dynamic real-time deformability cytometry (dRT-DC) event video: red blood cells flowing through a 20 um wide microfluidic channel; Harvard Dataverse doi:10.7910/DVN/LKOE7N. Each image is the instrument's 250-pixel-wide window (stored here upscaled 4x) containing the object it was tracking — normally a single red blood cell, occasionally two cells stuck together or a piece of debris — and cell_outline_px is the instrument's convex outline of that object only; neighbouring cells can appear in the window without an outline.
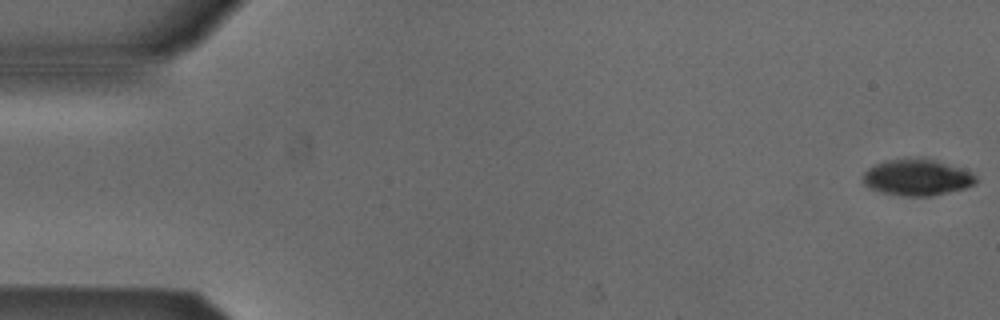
{"species": "Egyptian fruit bat (a non-hibernating species)", "species_latin": "Rousettus aegyptiacus", "temperature_condition": "cold", "stored_images_in_passage": 48, "camera_frame_rate_fps": 3000, "um_per_image_px": 0.085, "animal": {"sex": "male"}, "frame": {"image": 1, "passage_image": 1, "time_ms": 0.0, "image_size_px": [1000, 320], "cell_outline_px": [[976, 184], [964, 188], [948, 192], [928, 196], [900, 196], [880, 192], [868, 188], [864, 184], [864, 172], [872, 164], [884, 160], [908, 156], [924, 156], [972, 172], [976, 176]], "centroid_in_image_um": [77.9, 15.04], "position_along_channel_um": 7.1, "area_um2": 24.57}}
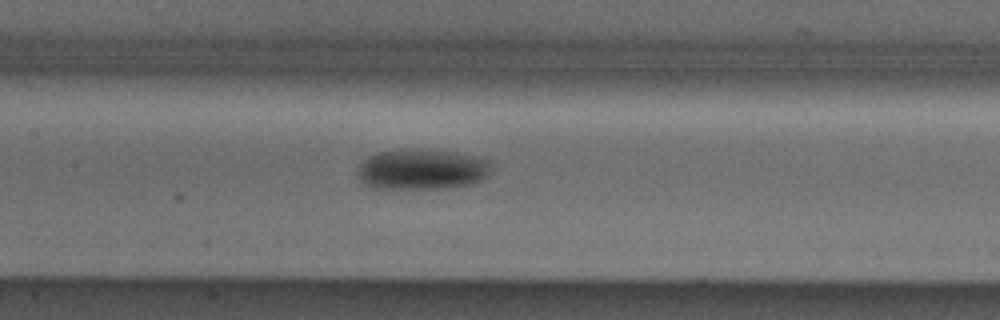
{"frame": {"image": 2, "passage_image": 25, "time_ms": 8.0, "image_size_px": [1000, 320], "cell_outline_px": [[488, 176], [484, 180], [472, 184], [440, 188], [376, 188], [364, 184], [360, 180], [356, 172], [360, 164], [368, 156], [380, 152], [420, 148], [452, 152], [476, 156], [488, 160]], "centroid_in_image_um": [35.84, 14.39], "position_along_channel_um": 171.6, "area_um2": 31.44}}
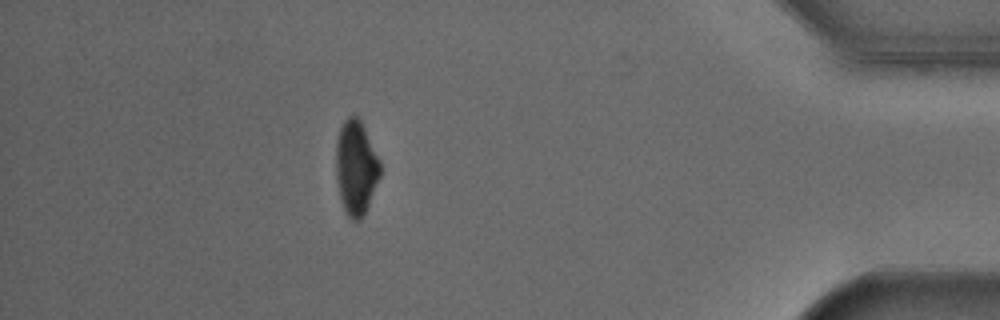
{"frame": {"image": 3, "passage_image": 47, "time_ms": 15.333, "image_size_px": [1000, 320], "cell_outline_px": [[380, 176], [368, 204], [360, 220], [352, 220], [344, 212], [340, 200], [336, 180], [336, 144], [340, 128], [344, 120], [348, 116], [356, 116], [360, 120], [380, 160]], "centroid_in_image_um": [30.23, 14.26], "position_along_channel_um": 405.0, "area_um2": 24.1}}